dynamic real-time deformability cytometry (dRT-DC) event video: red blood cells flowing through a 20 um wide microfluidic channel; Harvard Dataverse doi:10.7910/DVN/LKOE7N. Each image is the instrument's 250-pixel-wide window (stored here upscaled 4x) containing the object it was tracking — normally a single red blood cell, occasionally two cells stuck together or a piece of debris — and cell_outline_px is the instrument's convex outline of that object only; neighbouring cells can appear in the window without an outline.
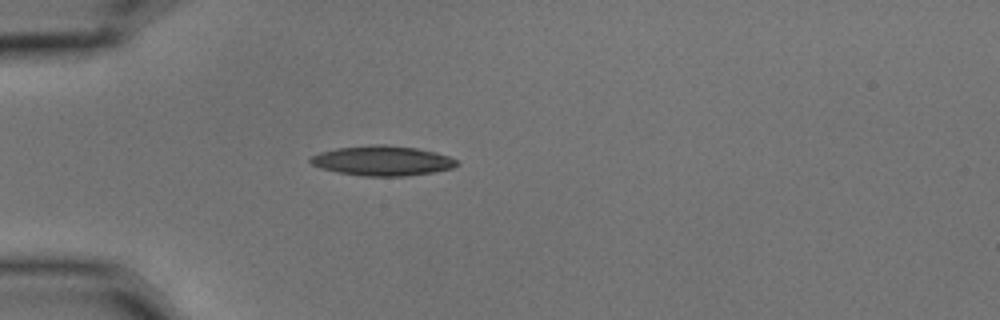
{"species": "common noctule bat (a hibernating species)", "species_latin": "Nyctalus noctula", "temperature_condition": "cold", "stored_images_in_passage": 1, "camera_frame_rate_fps": 3000, "um_per_image_px": 0.085, "animal": {"sex": "male", "body_mass_g": 15.6}, "frame": {"image": 1, "passage_image": 1, "time_ms": 0.0, "image_size_px": [1000, 320], "cell_outline_px": [[460, 164], [452, 168], [432, 172], [404, 176], [364, 176], [336, 172], [320, 168], [312, 164], [308, 160], [312, 156], [320, 152], [336, 148], [372, 144], [384, 144], [416, 148], [436, 152], [448, 156], [456, 160]], "centroid_in_image_um": [32.48, 13.66], "position_along_channel_um": 52.5, "area_um2": 25.49}}